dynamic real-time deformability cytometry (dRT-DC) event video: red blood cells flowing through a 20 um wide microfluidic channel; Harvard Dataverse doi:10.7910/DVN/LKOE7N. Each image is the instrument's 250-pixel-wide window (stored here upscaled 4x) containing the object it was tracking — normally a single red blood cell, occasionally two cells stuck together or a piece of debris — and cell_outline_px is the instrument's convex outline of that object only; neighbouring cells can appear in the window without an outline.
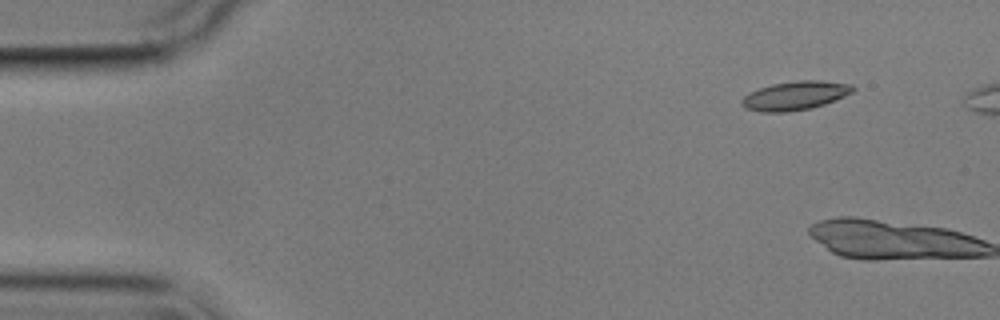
{"species": "common noctule bat (a hibernating species)", "species_latin": "Nyctalus noctula", "temperature_condition": "cold", "stored_images_in_passage": 3, "camera_frame_rate_fps": 3000, "um_per_image_px": 0.085, "animal": {"sex": "male", "body_mass_g": 17.9}, "frame": {"image": 1, "passage_image": 2, "time_ms": 1.333, "image_size_px": [1000, 320], "cell_outline_px": [[856, 88], [852, 92], [844, 96], [824, 104], [812, 108], [788, 112], [760, 112], [744, 108], [740, 104], [740, 100], [744, 96], [760, 88], [772, 84], [800, 80], [820, 80], [852, 84]], "centroid_in_image_um": [67.58, 8.13], "position_along_channel_um": 17.4, "area_um2": 18.67}}